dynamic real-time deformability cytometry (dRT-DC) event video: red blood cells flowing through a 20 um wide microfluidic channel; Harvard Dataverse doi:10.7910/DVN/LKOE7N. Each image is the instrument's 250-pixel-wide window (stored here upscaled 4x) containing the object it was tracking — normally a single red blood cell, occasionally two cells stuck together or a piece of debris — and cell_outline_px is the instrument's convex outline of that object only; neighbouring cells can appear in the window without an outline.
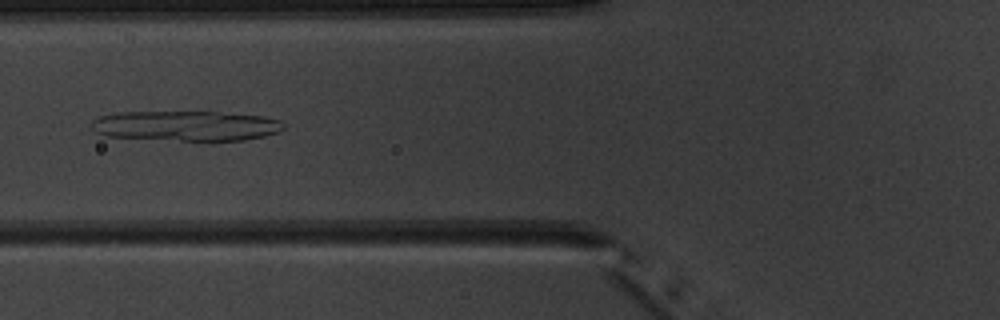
{"species": "common noctule bat (a hibernating species)", "species_latin": "Nyctalus noctula", "temperature_condition": "warm", "stored_images_in_passage": 5, "camera_frame_rate_fps": 3000, "um_per_image_px": 0.085, "animal": {"sex": "male", "body_mass_g": 20.1, "forearm_length_mm": 53.5}, "frame": {"image": 1, "passage_image": 5, "time_ms": 5.333, "image_size_px": [1000, 320], "cell_outline_px": [[284, 128], [280, 132], [264, 136], [244, 140], [208, 144], [104, 136], [96, 132], [88, 124], [96, 116], [120, 112], [216, 112], [264, 116], [280, 120], [284, 124]], "centroid_in_image_um": [15.8, 10.75], "position_along_channel_um": 110.0, "area_um2": 35.37}}